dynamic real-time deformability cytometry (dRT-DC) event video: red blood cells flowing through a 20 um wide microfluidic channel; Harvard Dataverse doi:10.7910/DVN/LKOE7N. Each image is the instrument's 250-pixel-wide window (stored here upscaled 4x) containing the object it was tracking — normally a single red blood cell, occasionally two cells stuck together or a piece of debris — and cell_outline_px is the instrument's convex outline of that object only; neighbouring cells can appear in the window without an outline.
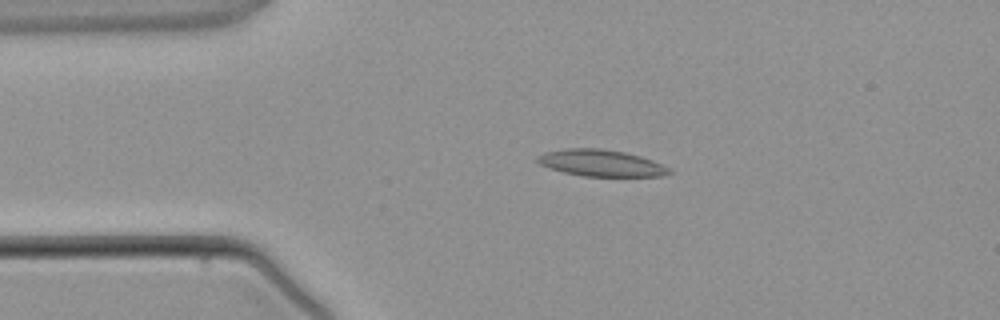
{"species": "common noctule bat (a hibernating species)", "species_latin": "Nyctalus noctula", "temperature_condition": "warm", "stored_images_in_passage": 4, "camera_frame_rate_fps": 3000, "um_per_image_px": 0.085, "animal": {"sex": "male", "body_mass_g": 21.5, "forearm_length_mm": 52.0}, "frame": {"image": 1, "passage_image": 3, "time_ms": 2.333, "image_size_px": [1000, 320], "cell_outline_px": [[672, 172], [660, 176], [580, 176], [564, 172], [540, 164], [536, 160], [536, 156], [544, 152], [564, 148], [600, 148], [624, 152], [640, 156], [652, 160], [668, 168]], "centroid_in_image_um": [51.04, 13.85], "position_along_channel_um": 34.0, "area_um2": 20.29}}
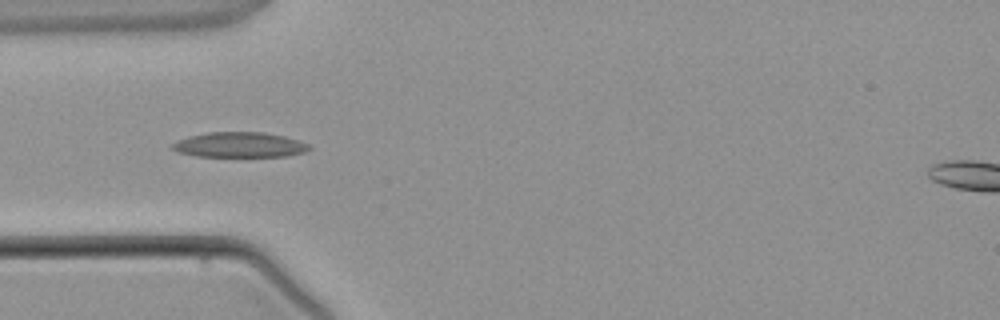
{"frame": {"image": 2, "passage_image": 4, "time_ms": 3.667, "image_size_px": [1000, 320], "cell_outline_px": [[312, 148], [304, 152], [288, 156], [196, 156], [176, 152], [172, 148], [172, 144], [188, 136], [208, 132], [264, 132], [284, 136], [308, 144]], "centroid_in_image_um": [20.36, 12.31], "position_along_channel_um": 64.6, "area_um2": 19.94}}